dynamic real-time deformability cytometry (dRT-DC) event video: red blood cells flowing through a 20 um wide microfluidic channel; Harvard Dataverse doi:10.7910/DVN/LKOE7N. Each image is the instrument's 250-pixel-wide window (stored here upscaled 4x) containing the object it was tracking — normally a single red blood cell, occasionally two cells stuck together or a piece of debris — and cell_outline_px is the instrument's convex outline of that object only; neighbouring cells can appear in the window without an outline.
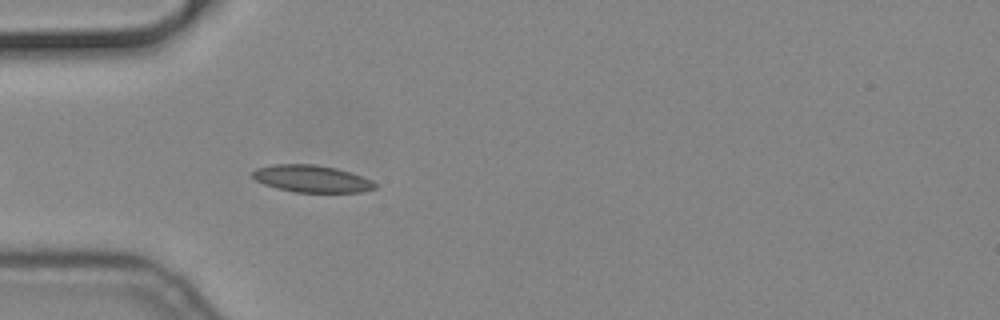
{"species": "common noctule bat (a hibernating species)", "species_latin": "Nyctalus noctula", "temperature_condition": "cold", "stored_images_in_passage": 36, "camera_frame_rate_fps": 3000, "um_per_image_px": 0.085, "animal": {"sex": "male", "body_mass_g": 19.2, "forearm_length_mm": 51.8}, "frame": {"image": 1, "passage_image": 3, "time_ms": 0.667, "image_size_px": [1000, 320], "cell_outline_px": [[376, 188], [360, 192], [292, 192], [276, 188], [264, 184], [256, 180], [252, 176], [252, 172], [256, 168], [272, 164], [312, 164], [336, 168], [372, 180], [376, 184]], "centroid_in_image_um": [26.45, 15.19], "position_along_channel_um": 58.5, "area_um2": 19.25}}
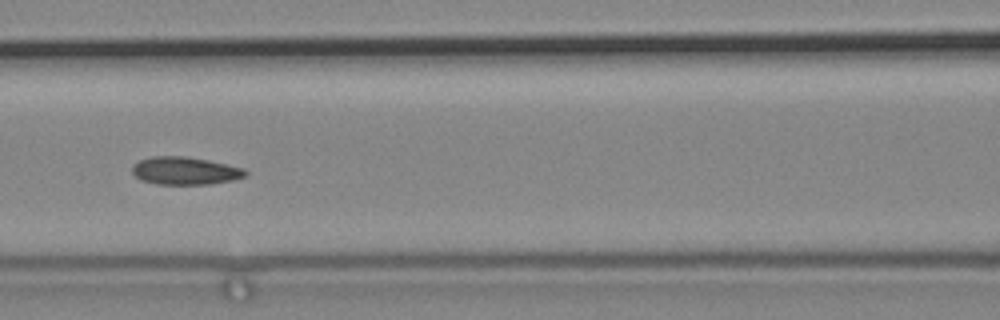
{"frame": {"image": 2, "passage_image": 11, "time_ms": 3.333, "image_size_px": [1000, 320], "cell_outline_px": [[248, 172], [244, 176], [232, 180], [208, 184], [156, 184], [140, 180], [132, 172], [132, 168], [140, 160], [152, 156], [184, 156], [208, 160], [244, 168]], "centroid_in_image_um": [15.72, 14.52], "position_along_channel_um": 150.9, "area_um2": 18.15}}
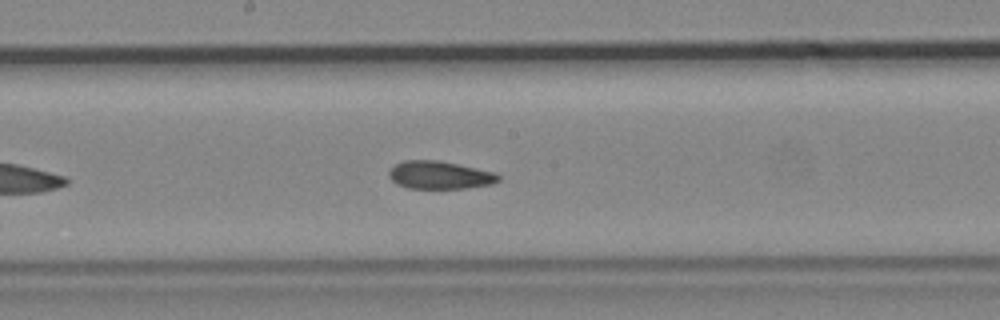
{"frame": {"image": 3, "passage_image": 16, "time_ms": 5.0, "image_size_px": [1000, 320], "cell_outline_px": [[500, 180], [492, 184], [464, 188], [408, 188], [396, 184], [388, 176], [388, 172], [396, 164], [404, 160], [436, 160], [496, 172], [500, 176]], "centroid_in_image_um": [37.37, 14.88], "position_along_channel_um": 210.8, "area_um2": 17.69}}